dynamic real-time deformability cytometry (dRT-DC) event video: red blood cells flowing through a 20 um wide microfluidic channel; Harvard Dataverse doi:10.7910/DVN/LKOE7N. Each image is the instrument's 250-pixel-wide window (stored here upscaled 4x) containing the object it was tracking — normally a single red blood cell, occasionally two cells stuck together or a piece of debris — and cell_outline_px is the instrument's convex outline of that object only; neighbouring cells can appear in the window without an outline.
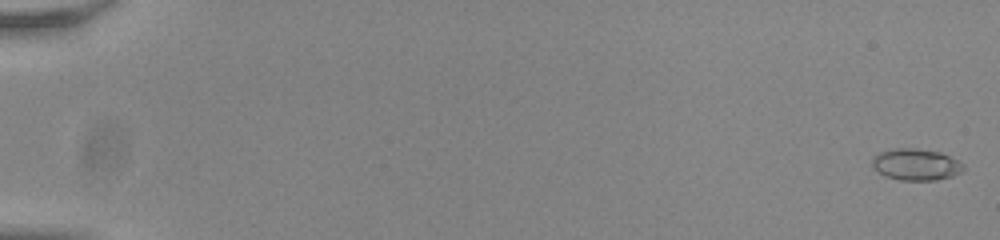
{"species": "common noctule bat (a hibernating species)", "species_latin": "Nyctalus noctula", "temperature_condition": "room temperature", "stored_images_in_passage": 56, "camera_frame_rate_fps": 3000, "um_per_image_px": 0.085, "animal": {"sex": "male", "body_mass_g": 20.0, "forearm_length_mm": 53.3}, "frame": {"image": 1, "passage_image": 1, "time_ms": 0.0, "image_size_px": [1000, 240], "cell_outline_px": [[964, 172], [952, 176], [936, 180], [900, 180], [884, 176], [872, 168], [872, 156], [880, 152], [892, 148], [916, 148], [940, 152], [960, 160], [964, 164]], "centroid_in_image_um": [77.86, 13.98], "position_along_channel_um": 7.1, "area_um2": 17.17}}
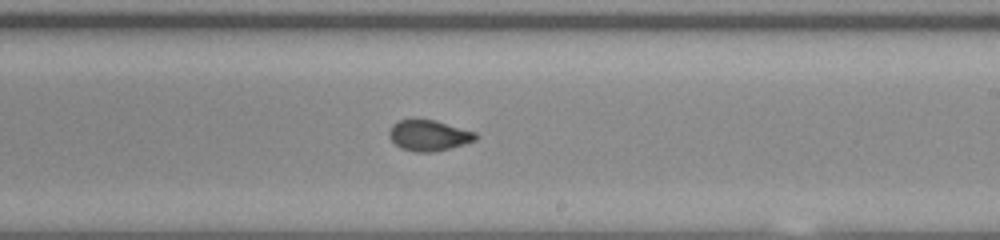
{"frame": {"image": 2, "passage_image": 35, "time_ms": 11.333, "image_size_px": [1000, 240], "cell_outline_px": [[480, 136], [476, 140], [448, 148], [432, 152], [416, 152], [400, 148], [388, 136], [388, 132], [392, 124], [400, 120], [436, 120], [476, 132]], "centroid_in_image_um": [36.45, 11.51], "position_along_channel_um": 252.5, "area_um2": 15.43}}
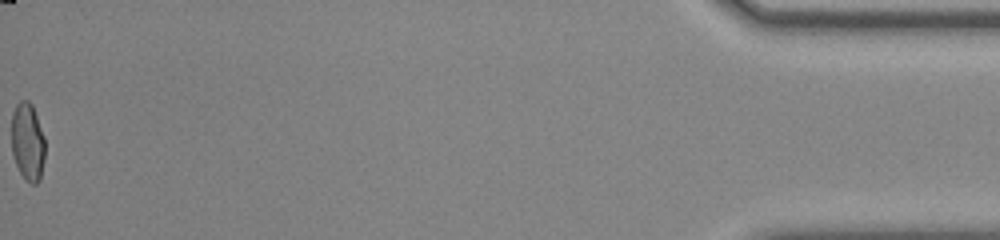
{"frame": {"image": 3, "passage_image": 56, "time_ms": 18.333, "image_size_px": [1000, 240], "cell_outline_px": [[44, 160], [40, 180], [36, 184], [32, 184], [20, 172], [12, 156], [12, 112], [16, 104], [20, 100], [28, 100], [32, 104], [44, 136]], "centroid_in_image_um": [2.35, 12.03], "position_along_channel_um": 432.9, "area_um2": 15.2}, "authors_computed_cell_mechanics": {"area_um2": 15.895, "velocity_mm_per_s": 3.8402, "shape_relaxation_time_tau1_ms": 9.5637, "shape_relaxation_time_tau2_ms": null, "deformation_change_tau1": 0.1956, "deformation_change_tau2": null}}